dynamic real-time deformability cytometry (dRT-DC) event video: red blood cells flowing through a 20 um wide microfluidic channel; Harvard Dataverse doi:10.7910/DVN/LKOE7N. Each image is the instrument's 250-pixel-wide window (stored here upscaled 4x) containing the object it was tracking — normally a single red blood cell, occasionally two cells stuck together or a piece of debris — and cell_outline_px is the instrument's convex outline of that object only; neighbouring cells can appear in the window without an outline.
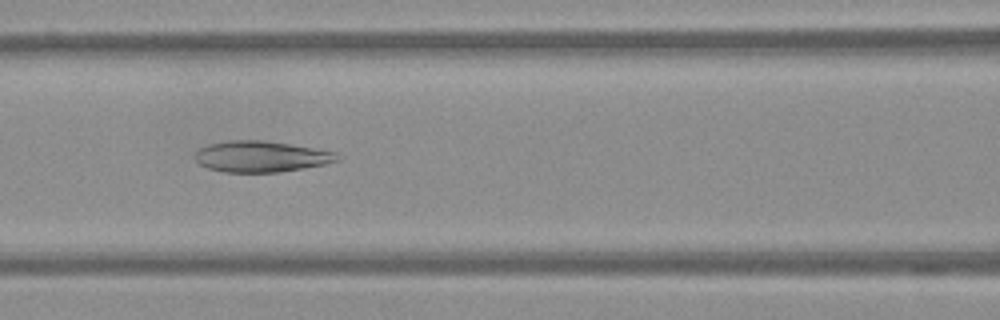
{"species": "Egyptian fruit bat (a non-hibernating species)", "species_latin": "Rousettus aegyptiacus", "temperature_condition": "warm", "stored_images_in_passage": 47, "camera_frame_rate_fps": 3000, "um_per_image_px": 0.085, "frame": {"image": 1, "passage_image": 16, "time_ms": 5.0, "image_size_px": [1000, 320], "cell_outline_px": [[340, 160], [324, 164], [304, 168], [280, 172], [224, 172], [208, 168], [200, 164], [192, 156], [200, 148], [208, 144], [224, 140], [264, 140], [336, 152]], "centroid_in_image_um": [22.14, 13.3], "position_along_channel_um": 144.5, "area_um2": 25.72}}
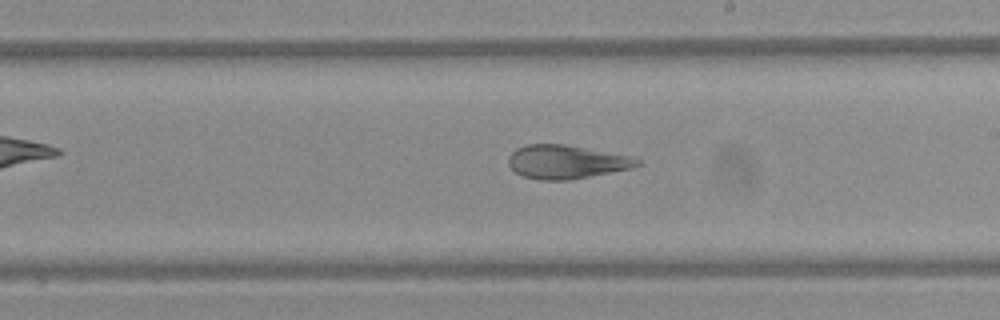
{"frame": {"image": 2, "passage_image": 24, "time_ms": 7.667, "image_size_px": [1000, 320], "cell_outline_px": [[640, 164], [632, 168], [568, 180], [540, 180], [524, 176], [516, 172], [508, 164], [508, 156], [516, 148], [524, 144], [564, 144], [628, 156], [640, 160]], "centroid_in_image_um": [48.08, 13.75], "position_along_channel_um": 240.9, "area_um2": 24.91}}
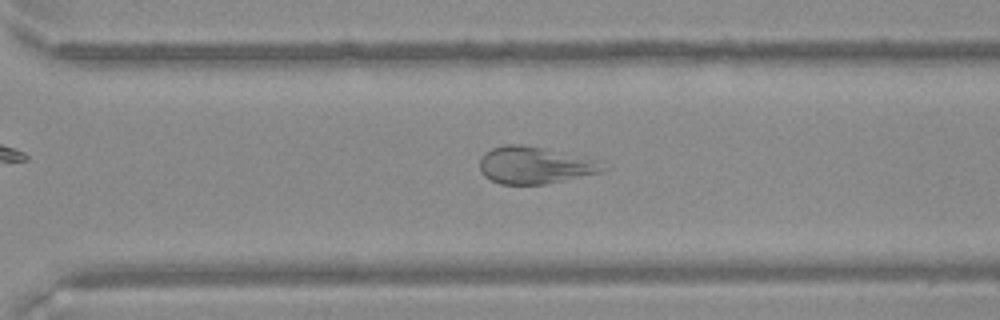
{"frame": {"image": 3, "passage_image": 31, "time_ms": 10.0, "image_size_px": [1000, 320], "cell_outline_px": [[608, 168], [604, 172], [544, 184], [500, 184], [484, 176], [480, 168], [480, 160], [484, 152], [492, 148], [508, 144], [520, 144], [544, 148], [604, 160]], "centroid_in_image_um": [45.55, 14.03], "position_along_channel_um": 325.1, "area_um2": 26.99}}